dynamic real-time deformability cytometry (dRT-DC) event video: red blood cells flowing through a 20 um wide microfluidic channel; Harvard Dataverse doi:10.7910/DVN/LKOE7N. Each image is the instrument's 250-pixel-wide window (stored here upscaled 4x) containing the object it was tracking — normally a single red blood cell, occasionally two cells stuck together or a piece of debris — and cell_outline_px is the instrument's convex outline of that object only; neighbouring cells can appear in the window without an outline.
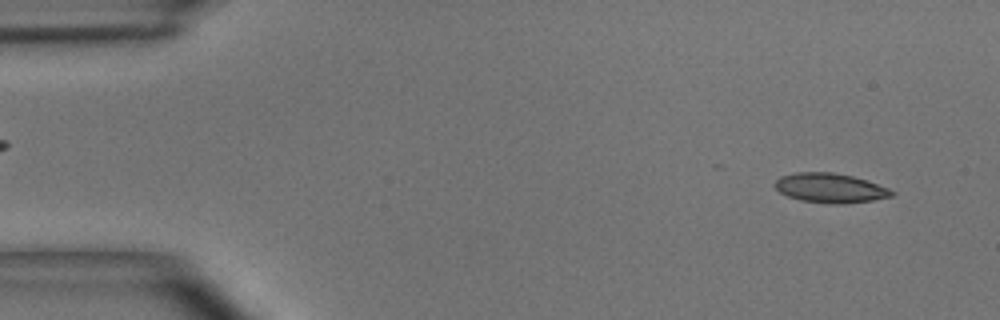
{"species": "common noctule bat (a hibernating species)", "species_latin": "Nyctalus noctula", "temperature_condition": "room temperature", "stored_images_in_passage": 49, "camera_frame_rate_fps": 3000, "um_per_image_px": 0.085, "animal": {"sex": "male", "body_mass_g": 15.6}, "frame": {"image": 1, "passage_image": 3, "time_ms": 0.667, "image_size_px": [1000, 320], "cell_outline_px": [[896, 192], [892, 196], [872, 200], [844, 204], [828, 204], [800, 200], [788, 196], [780, 192], [772, 184], [780, 176], [796, 172], [832, 172], [852, 176], [868, 180], [888, 188]], "centroid_in_image_um": [70.56, 15.98], "position_along_channel_um": 14.4, "area_um2": 20.23}}
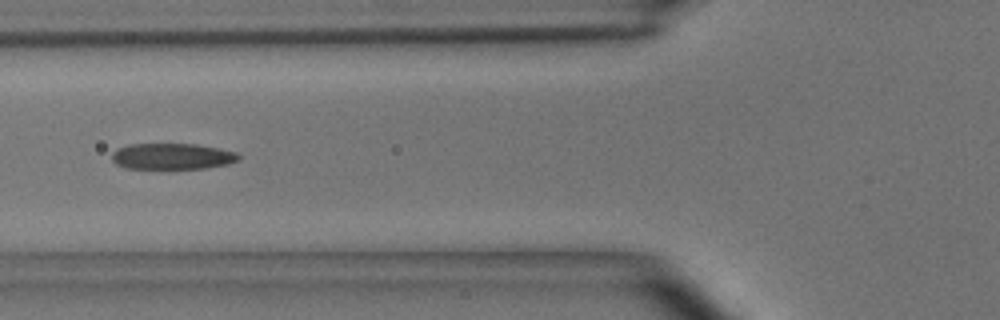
{"frame": {"image": 2, "passage_image": 18, "time_ms": 5.667, "image_size_px": [1000, 320], "cell_outline_px": [[240, 160], [228, 164], [204, 168], [128, 168], [116, 164], [112, 160], [112, 152], [116, 148], [128, 144], [196, 144], [220, 148], [236, 152], [240, 156]], "centroid_in_image_um": [14.64, 13.28], "position_along_channel_um": 111.2, "area_um2": 19.31}}
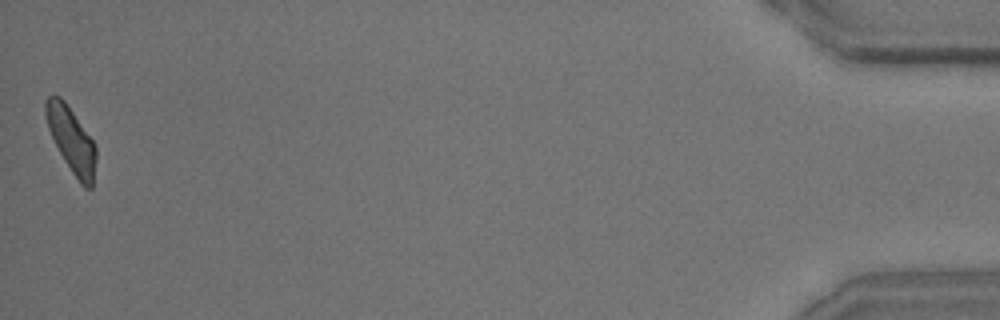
{"frame": {"image": 3, "passage_image": 49, "time_ms": 16.0, "image_size_px": [1000, 320], "cell_outline_px": [[96, 160], [92, 188], [84, 188], [80, 184], [64, 160], [48, 128], [44, 112], [44, 100], [48, 96], [60, 96], [64, 100], [92, 140], [96, 148]], "centroid_in_image_um": [6.06, 11.9], "position_along_channel_um": 429.1, "area_um2": 18.84}, "authors_computed_cell_mechanics": {"area_um2": 19.7098, "velocity_mm_per_s": 3.969, "shape_relaxation_time_tau1_ms": 6.9286, "shape_relaxation_time_tau2_ms": 1.6244, "deformation_change_tau1": 0.1919, "deformation_change_tau2": 0.0881}}